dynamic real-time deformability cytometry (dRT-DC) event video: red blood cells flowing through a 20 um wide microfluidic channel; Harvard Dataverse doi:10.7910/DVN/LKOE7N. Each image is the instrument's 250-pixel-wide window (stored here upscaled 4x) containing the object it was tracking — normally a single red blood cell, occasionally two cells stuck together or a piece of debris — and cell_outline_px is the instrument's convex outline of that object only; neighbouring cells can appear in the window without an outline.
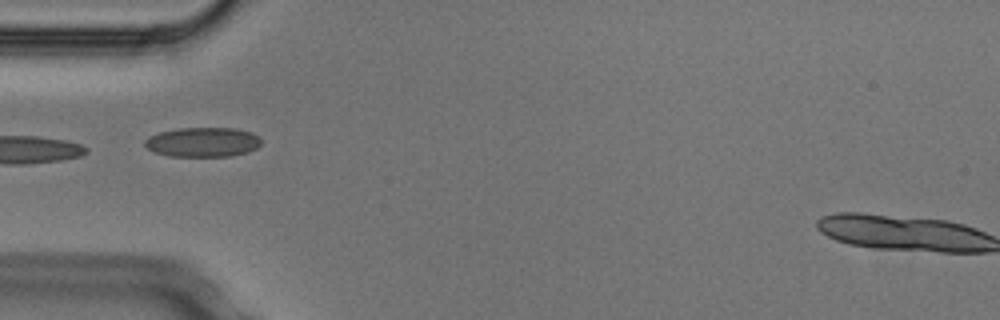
{"species": "Egyptian fruit bat (a non-hibernating species)", "species_latin": "Rousettus aegyptiacus", "temperature_condition": "cold", "stored_images_in_passage": 8, "camera_frame_rate_fps": 3000, "um_per_image_px": 0.085, "animal": {"sex": "male"}, "frame": {"image": 1, "passage_image": 5, "time_ms": 1.333, "image_size_px": [1000, 320], "cell_outline_px": [[260, 144], [256, 148], [248, 152], [232, 156], [168, 156], [156, 152], [148, 148], [144, 144], [144, 140], [148, 136], [160, 132], [176, 128], [236, 128], [252, 132], [260, 136]], "centroid_in_image_um": [17.25, 12.07], "position_along_channel_um": 67.8, "area_um2": 20.17}}
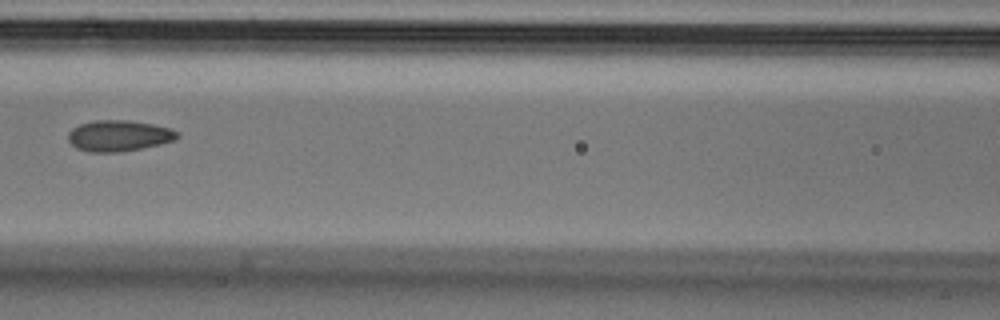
{"frame": {"image": 2, "passage_image": 7, "time_ms": 2.0, "image_size_px": [1000, 320], "cell_outline_px": [[180, 136], [172, 140], [160, 144], [120, 152], [88, 152], [76, 148], [68, 140], [68, 132], [72, 128], [80, 124], [96, 120], [128, 120], [152, 124], [172, 128], [180, 132]], "centroid_in_image_um": [10.1, 11.53], "position_along_channel_um": 156.5, "area_um2": 19.77}}
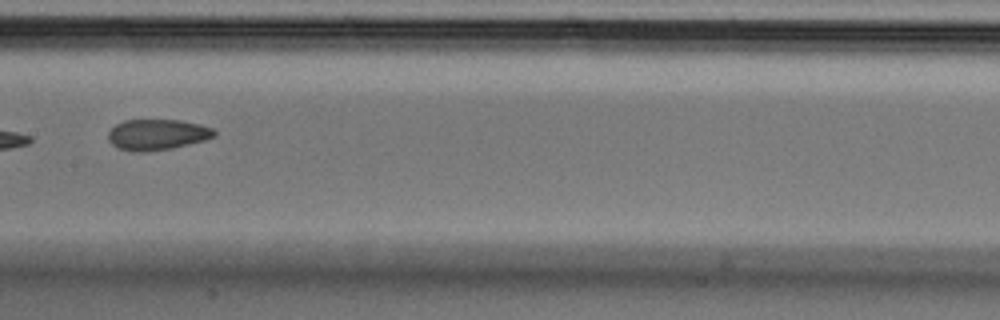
{"frame": {"image": 3, "passage_image": 8, "time_ms": 2.333, "image_size_px": [1000, 320], "cell_outline_px": [[216, 136], [204, 140], [172, 148], [148, 152], [132, 152], [116, 148], [108, 140], [108, 132], [116, 124], [124, 120], [180, 120], [200, 124], [212, 128], [216, 132]], "centroid_in_image_um": [13.33, 11.45], "position_along_channel_um": 194.1, "area_um2": 19.19}}